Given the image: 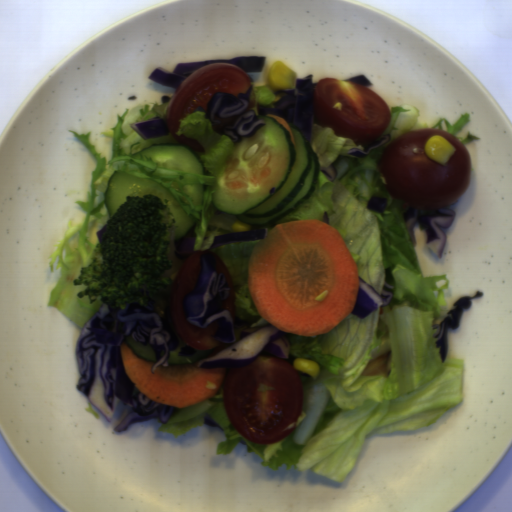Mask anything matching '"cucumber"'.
<instances>
[{
	"mask_svg": "<svg viewBox=\"0 0 512 512\" xmlns=\"http://www.w3.org/2000/svg\"><path fill=\"white\" fill-rule=\"evenodd\" d=\"M258 118L265 125L234 142L211 197L218 212L257 227L290 215L312 197L320 176L318 156L296 124L287 122L294 145L288 130L273 117Z\"/></svg>",
	"mask_w": 512,
	"mask_h": 512,
	"instance_id": "1",
	"label": "cucumber"
},
{
	"mask_svg": "<svg viewBox=\"0 0 512 512\" xmlns=\"http://www.w3.org/2000/svg\"><path fill=\"white\" fill-rule=\"evenodd\" d=\"M173 284L174 281H172V283L167 287L161 289L155 296L151 298L155 303V312L164 318L165 322L169 325V327L172 329V331L174 332L178 339V346L176 349L170 351L167 364L180 365L200 361L207 355L211 354L215 347L210 348L208 350H197L193 356H178V352H181V347H185L187 344L181 340V338L179 337L178 333L175 330L173 323V318L171 314V292Z\"/></svg>",
	"mask_w": 512,
	"mask_h": 512,
	"instance_id": "4",
	"label": "cucumber"
},
{
	"mask_svg": "<svg viewBox=\"0 0 512 512\" xmlns=\"http://www.w3.org/2000/svg\"><path fill=\"white\" fill-rule=\"evenodd\" d=\"M183 191L190 198H193V204L202 205L204 201V184L188 183L184 185Z\"/></svg>",
	"mask_w": 512,
	"mask_h": 512,
	"instance_id": "6",
	"label": "cucumber"
},
{
	"mask_svg": "<svg viewBox=\"0 0 512 512\" xmlns=\"http://www.w3.org/2000/svg\"><path fill=\"white\" fill-rule=\"evenodd\" d=\"M145 194H153L167 200V205L175 218L174 242L175 240H181L198 221L192 215H187L169 191L161 184L151 179L137 178L124 170H116L107 180L104 203L110 218L125 202L126 197H142Z\"/></svg>",
	"mask_w": 512,
	"mask_h": 512,
	"instance_id": "2",
	"label": "cucumber"
},
{
	"mask_svg": "<svg viewBox=\"0 0 512 512\" xmlns=\"http://www.w3.org/2000/svg\"><path fill=\"white\" fill-rule=\"evenodd\" d=\"M125 344L128 348L141 359H145L148 361H152L156 363L155 352L149 345H143L140 342L134 340L130 336H125L124 338Z\"/></svg>",
	"mask_w": 512,
	"mask_h": 512,
	"instance_id": "5",
	"label": "cucumber"
},
{
	"mask_svg": "<svg viewBox=\"0 0 512 512\" xmlns=\"http://www.w3.org/2000/svg\"><path fill=\"white\" fill-rule=\"evenodd\" d=\"M131 155L135 158L148 157L167 169L205 175L203 163L186 144L156 143Z\"/></svg>",
	"mask_w": 512,
	"mask_h": 512,
	"instance_id": "3",
	"label": "cucumber"
}]
</instances>
